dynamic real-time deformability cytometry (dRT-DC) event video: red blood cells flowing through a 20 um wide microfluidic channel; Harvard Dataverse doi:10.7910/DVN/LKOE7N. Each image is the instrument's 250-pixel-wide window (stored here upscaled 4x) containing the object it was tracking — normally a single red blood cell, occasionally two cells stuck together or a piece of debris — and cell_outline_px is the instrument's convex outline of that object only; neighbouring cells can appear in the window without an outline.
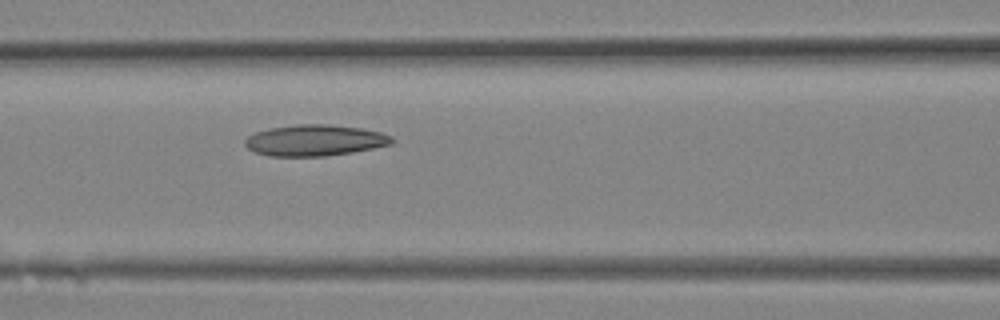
{"species": "Egyptian fruit bat (a non-hibernating species)", "species_latin": "Rousettus aegyptiacus", "temperature_condition": "room temperature", "stored_images_in_passage": 12, "camera_frame_rate_fps": 3000, "um_per_image_px": 0.085, "animal": {"sex": "female"}, "frame": {"image": 1, "passage_image": 12, "time_ms": 3.667, "image_size_px": [1000, 320], "cell_outline_px": [[396, 140], [392, 144], [352, 152], [324, 156], [268, 156], [256, 152], [248, 148], [244, 144], [244, 140], [248, 136], [256, 132], [268, 128], [296, 124], [328, 124], [360, 128], [380, 132], [392, 136]], "centroid_in_image_um": [26.76, 11.92], "position_along_channel_um": 139.8, "area_um2": 26.7}}